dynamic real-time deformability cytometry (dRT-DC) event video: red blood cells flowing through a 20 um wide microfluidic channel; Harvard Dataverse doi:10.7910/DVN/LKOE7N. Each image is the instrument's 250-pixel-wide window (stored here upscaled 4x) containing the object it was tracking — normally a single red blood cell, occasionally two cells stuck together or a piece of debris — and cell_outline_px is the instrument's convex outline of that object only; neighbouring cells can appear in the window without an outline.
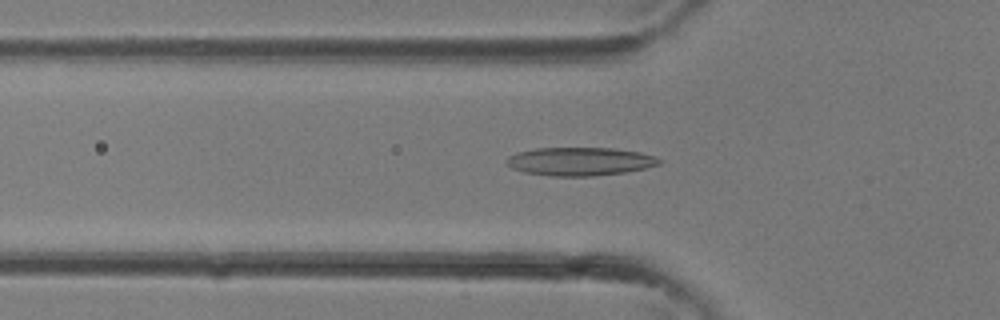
{"species": "common noctule bat (a hibernating species)", "species_latin": "Nyctalus noctula", "temperature_condition": "room temperature", "stored_images_in_passage": 26, "camera_frame_rate_fps": 3000, "um_per_image_px": 0.085, "animal": {"sex": "female"}, "frame": {"image": 1, "passage_image": 12, "time_ms": 3.667, "image_size_px": [1000, 320], "cell_outline_px": [[664, 160], [660, 164], [644, 168], [624, 172], [592, 176], [552, 176], [524, 172], [512, 168], [504, 160], [508, 156], [516, 152], [536, 148], [612, 148], [640, 152], [656, 156]], "centroid_in_image_um": [49.29, 13.71], "position_along_channel_um": 76.5, "area_um2": 25.26}}
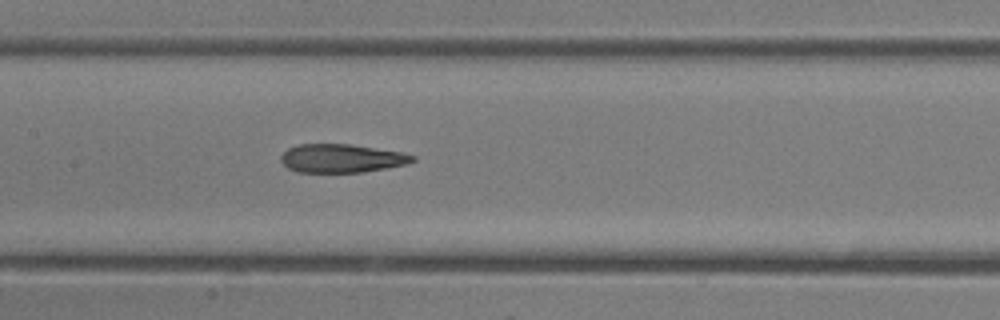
{"frame": {"image": 2, "passage_image": 17, "time_ms": 5.333, "image_size_px": [1000, 320], "cell_outline_px": [[416, 160], [404, 164], [364, 172], [296, 172], [288, 168], [280, 160], [280, 156], [288, 148], [300, 144], [348, 144], [404, 152], [416, 156]], "centroid_in_image_um": [29.03, 13.45], "position_along_channel_um": 178.4, "area_um2": 21.79}}
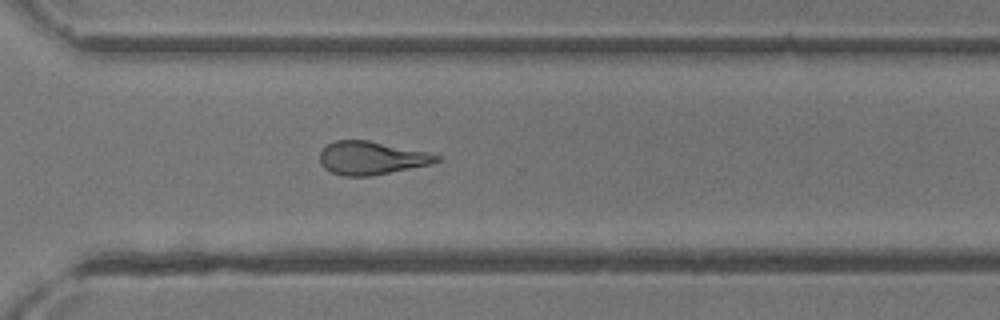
{"frame": {"image": 3, "passage_image": 25, "time_ms": 8.0, "image_size_px": [1000, 320], "cell_outline_px": [[440, 160], [432, 164], [372, 176], [344, 176], [332, 172], [324, 168], [320, 164], [320, 152], [328, 144], [336, 140], [368, 140], [428, 152], [440, 156]], "centroid_in_image_um": [31.57, 13.43], "position_along_channel_um": 339.0, "area_um2": 22.6}}